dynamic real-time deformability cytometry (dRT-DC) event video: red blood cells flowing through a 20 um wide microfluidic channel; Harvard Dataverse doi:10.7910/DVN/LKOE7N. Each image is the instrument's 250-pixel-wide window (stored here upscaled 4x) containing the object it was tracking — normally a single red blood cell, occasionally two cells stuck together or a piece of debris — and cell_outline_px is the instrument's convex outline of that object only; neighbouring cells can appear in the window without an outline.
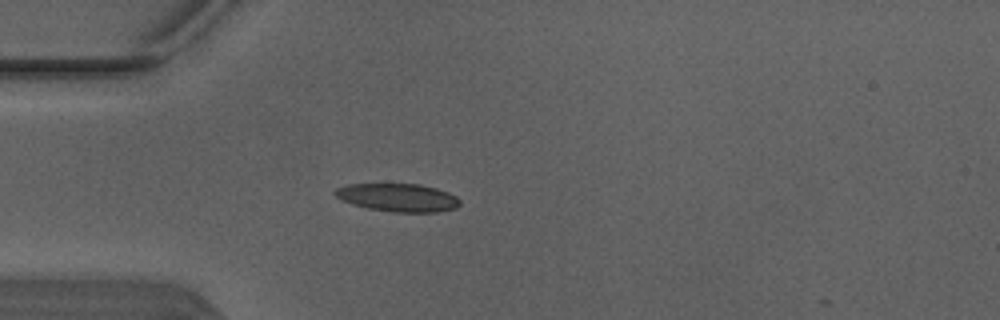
{"species": "Egyptian fruit bat (a non-hibernating species)", "species_latin": "Rousettus aegyptiacus", "temperature_condition": "warm", "stored_images_in_passage": 5, "camera_frame_rate_fps": 3000, "um_per_image_px": 0.085, "animal": {"sex": "male"}, "frame": {"image": 1, "passage_image": 5, "time_ms": 1.333, "image_size_px": [1000, 320], "cell_outline_px": [[460, 204], [456, 208], [436, 212], [392, 212], [368, 208], [352, 204], [340, 200], [332, 192], [336, 188], [348, 184], [420, 184], [436, 188], [448, 192], [456, 196], [460, 200]], "centroid_in_image_um": [33.81, 16.79], "position_along_channel_um": 51.2, "area_um2": 20.52}}